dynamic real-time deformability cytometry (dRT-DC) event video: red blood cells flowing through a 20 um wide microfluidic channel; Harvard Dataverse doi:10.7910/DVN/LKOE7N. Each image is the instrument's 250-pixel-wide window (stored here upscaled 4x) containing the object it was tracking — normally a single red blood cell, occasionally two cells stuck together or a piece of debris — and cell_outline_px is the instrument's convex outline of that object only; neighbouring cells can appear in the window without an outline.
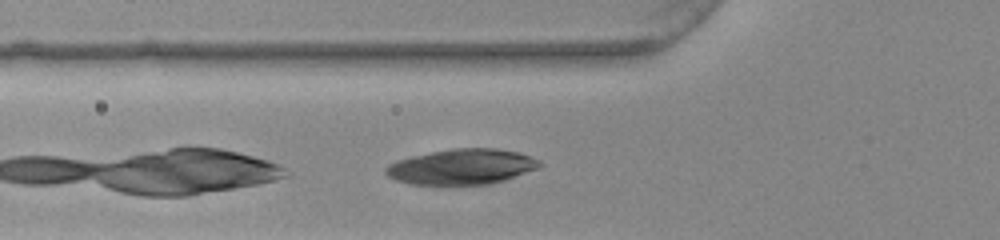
{"species": "common noctule bat (a hibernating species)", "species_latin": "Nyctalus noctula", "temperature_condition": "warm", "stored_images_in_passage": 23, "camera_frame_rate_fps": 3000, "um_per_image_px": 0.085, "animal": {"sex": "female", "body_mass_g": 22.0, "forearm_length_mm": 56.7}, "frame": {"image": 1, "passage_image": 3, "time_ms": 0.667, "image_size_px": [1000, 240], "cell_outline_px": [[544, 164], [536, 168], [504, 180], [488, 184], [448, 188], [408, 184], [396, 180], [388, 176], [384, 172], [384, 168], [388, 164], [396, 160], [412, 156], [452, 148], [496, 148], [516, 152], [540, 160]], "centroid_in_image_um": [39.16, 14.22], "position_along_channel_um": 86.6, "area_um2": 32.66}}
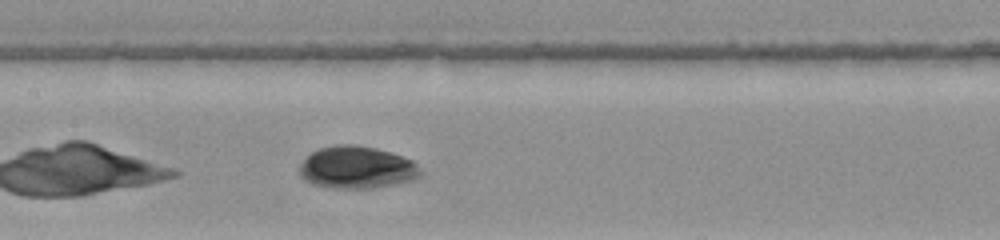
{"frame": {"image": 2, "passage_image": 10, "time_ms": 3.0, "image_size_px": [1000, 240], "cell_outline_px": [[420, 176], [412, 180], [372, 188], [332, 188], [312, 184], [304, 180], [300, 176], [300, 164], [312, 152], [320, 148], [336, 144], [356, 144], [376, 148], [392, 152], [412, 160], [420, 168]], "centroid_in_image_um": [30.31, 14.22], "position_along_channel_um": 177.1, "area_um2": 29.82}}
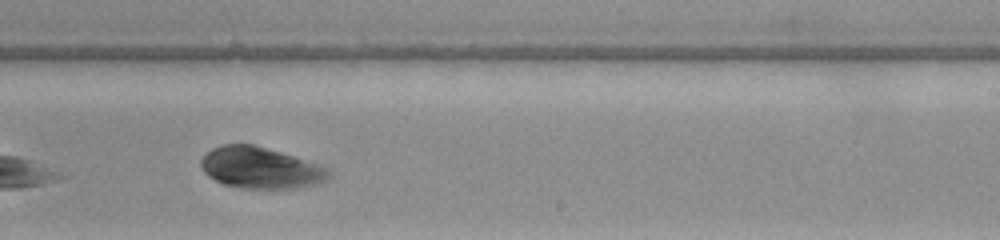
{"frame": {"image": 3, "passage_image": 17, "time_ms": 5.333, "image_size_px": [1000, 240], "cell_outline_px": [[328, 176], [324, 180], [312, 184], [296, 188], [240, 188], [224, 184], [208, 176], [200, 168], [200, 160], [212, 148], [224, 144], [252, 144], [280, 152], [292, 156], [324, 168], [328, 172]], "centroid_in_image_um": [22.02, 14.26], "position_along_channel_um": 267.0, "area_um2": 29.94}}